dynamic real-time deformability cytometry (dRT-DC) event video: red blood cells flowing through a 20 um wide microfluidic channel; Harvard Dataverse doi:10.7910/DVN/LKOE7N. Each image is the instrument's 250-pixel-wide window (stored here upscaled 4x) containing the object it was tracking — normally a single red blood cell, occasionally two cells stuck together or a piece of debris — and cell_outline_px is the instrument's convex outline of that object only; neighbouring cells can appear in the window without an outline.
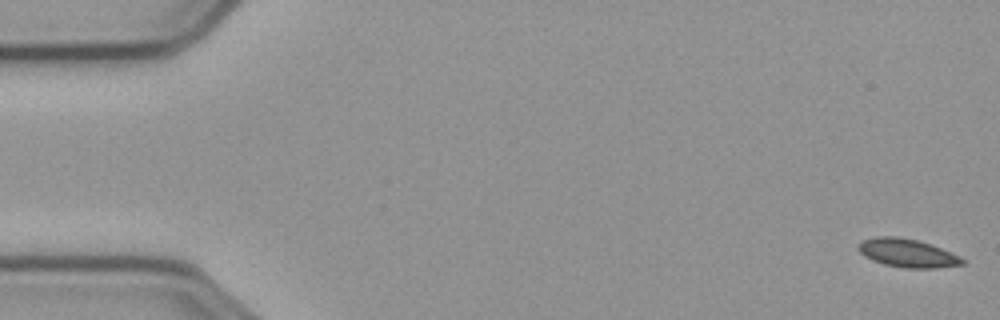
{"species": "common noctule bat (a hibernating species)", "species_latin": "Nyctalus noctula", "temperature_condition": "cold", "stored_images_in_passage": 58, "camera_frame_rate_fps": 3000, "um_per_image_px": 0.085, "animal": {"sex": "male", "body_mass_g": 23.1, "forearm_length_mm": 52.7}, "frame": {"image": 1, "passage_image": 1, "time_ms": 0.0, "image_size_px": [1000, 320], "cell_outline_px": [[964, 264], [936, 268], [904, 268], [884, 264], [872, 260], [864, 256], [856, 248], [856, 244], [860, 240], [876, 236], [896, 236], [916, 240], [940, 248], [960, 256], [964, 260]], "centroid_in_image_um": [77.05, 21.5], "position_along_channel_um": 7.9, "area_um2": 17.22}}
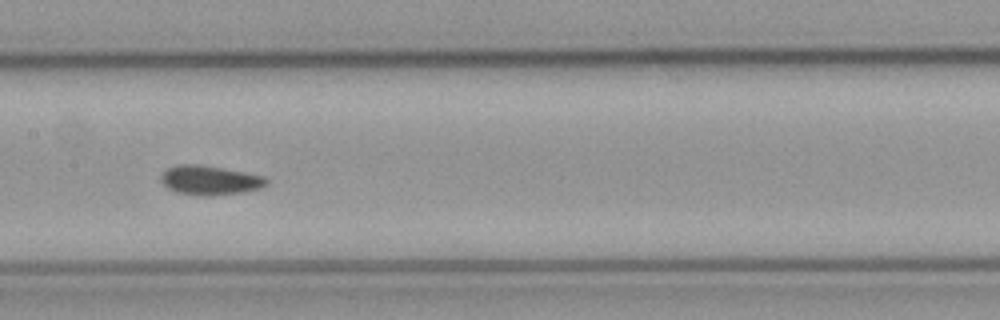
{"frame": {"image": 2, "passage_image": 28, "time_ms": 9.0, "image_size_px": [1000, 320], "cell_outline_px": [[268, 184], [260, 188], [244, 192], [208, 196], [196, 196], [176, 192], [168, 188], [160, 180], [160, 176], [164, 168], [176, 164], [200, 164], [224, 168], [264, 176], [268, 180]], "centroid_in_image_um": [17.8, 15.31], "position_along_channel_um": 189.6, "area_um2": 18.38}}
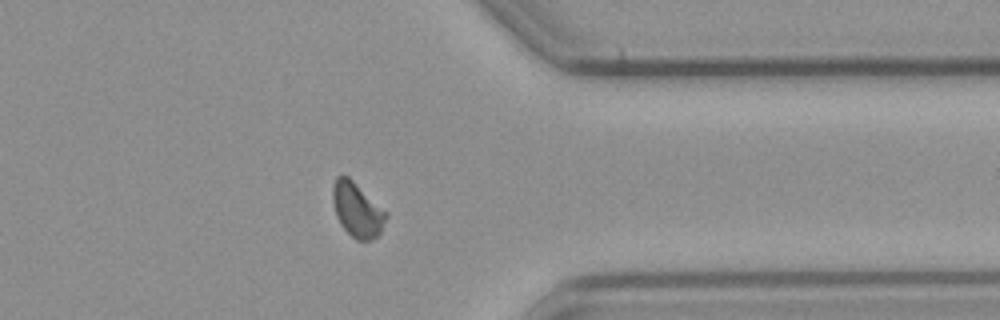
{"frame": {"image": 3, "passage_image": 45, "time_ms": 14.667, "image_size_px": [1000, 320], "cell_outline_px": [[388, 216], [380, 232], [372, 240], [356, 240], [340, 224], [336, 216], [332, 200], [332, 184], [336, 176], [348, 176], [388, 212]], "centroid_in_image_um": [30.35, 17.82], "position_along_channel_um": 381.0, "area_um2": 16.99}}